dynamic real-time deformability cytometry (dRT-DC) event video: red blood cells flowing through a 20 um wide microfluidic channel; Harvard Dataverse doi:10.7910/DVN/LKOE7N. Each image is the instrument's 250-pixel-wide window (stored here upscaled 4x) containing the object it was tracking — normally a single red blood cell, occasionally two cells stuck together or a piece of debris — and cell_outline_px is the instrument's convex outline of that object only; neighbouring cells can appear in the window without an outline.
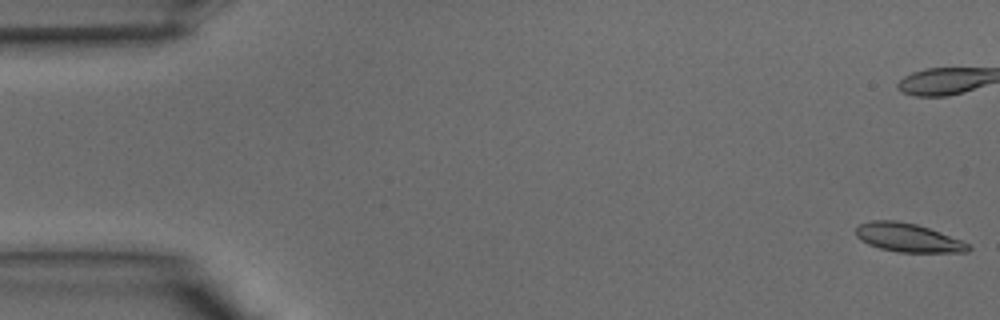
{"species": "common noctule bat (a hibernating species)", "species_latin": "Nyctalus noctula", "temperature_condition": "warm", "stored_images_in_passage": 12, "camera_frame_rate_fps": 3000, "um_per_image_px": 0.085, "animal": {"sex": "male", "body_mass_g": 15.6}, "frame": {"image": 1, "passage_image": 1, "time_ms": 0.0, "image_size_px": [1000, 320], "cell_outline_px": [[972, 248], [968, 252], [900, 252], [880, 248], [868, 244], [860, 240], [856, 236], [856, 228], [860, 224], [872, 220], [896, 220], [916, 224], [940, 232], [960, 240], [968, 244]], "centroid_in_image_um": [77.16, 20.2], "position_along_channel_um": 7.8, "area_um2": 18.61}}